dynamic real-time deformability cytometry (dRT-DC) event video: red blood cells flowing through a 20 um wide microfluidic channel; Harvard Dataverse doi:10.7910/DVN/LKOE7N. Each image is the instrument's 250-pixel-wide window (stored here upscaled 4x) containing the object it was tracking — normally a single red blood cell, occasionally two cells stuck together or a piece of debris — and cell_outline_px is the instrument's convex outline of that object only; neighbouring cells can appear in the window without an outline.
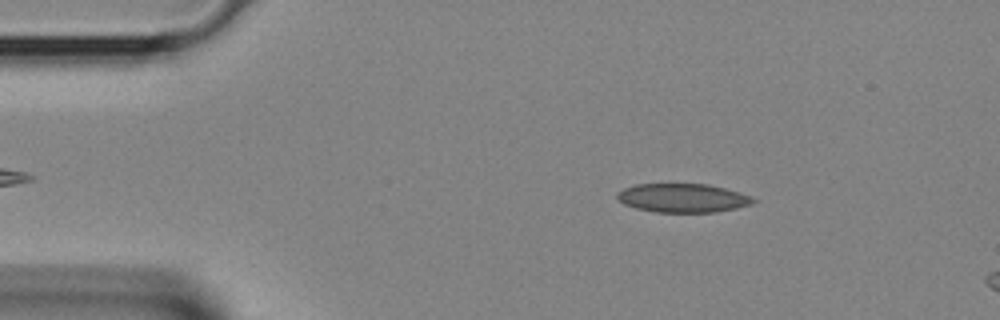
{"species": "Egyptian fruit bat (a non-hibernating species)", "species_latin": "Rousettus aegyptiacus", "temperature_condition": "room temperature", "stored_images_in_passage": 8, "camera_frame_rate_fps": 3000, "um_per_image_px": 0.085, "animal": {"sex": "female"}, "frame": {"image": 1, "passage_image": 3, "time_ms": 0.667, "image_size_px": [1000, 320], "cell_outline_px": [[760, 200], [752, 204], [736, 208], [716, 212], [656, 212], [636, 208], [624, 204], [616, 196], [616, 192], [624, 188], [636, 184], [708, 184], [740, 192], [752, 196]], "centroid_in_image_um": [58.07, 16.83], "position_along_channel_um": 26.9, "area_um2": 22.95}}